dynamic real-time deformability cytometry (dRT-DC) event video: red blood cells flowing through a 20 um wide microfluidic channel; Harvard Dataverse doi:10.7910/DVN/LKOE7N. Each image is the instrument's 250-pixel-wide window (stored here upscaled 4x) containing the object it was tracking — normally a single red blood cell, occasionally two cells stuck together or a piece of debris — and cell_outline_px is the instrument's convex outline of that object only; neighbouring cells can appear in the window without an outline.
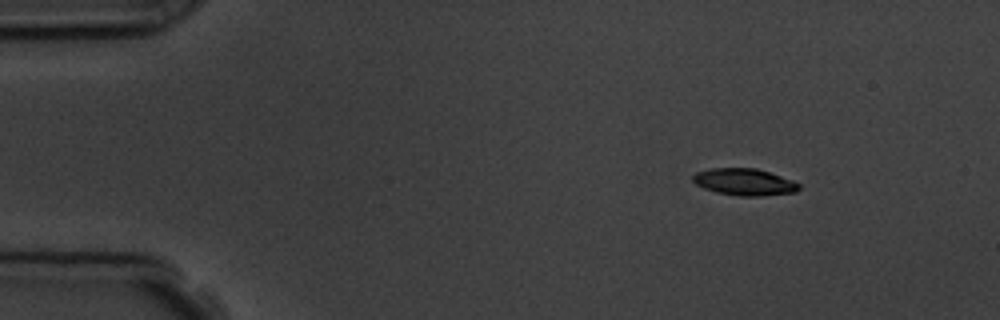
{"species": "common noctule bat (a hibernating species)", "species_latin": "Nyctalus noctula", "temperature_condition": "room temperature", "stored_images_in_passage": 5, "camera_frame_rate_fps": 3000, "um_per_image_px": 0.085, "animal": {"sex": "male", "body_mass_g": 19.5, "forearm_length_mm": 54.6}, "frame": {"image": 1, "passage_image": 2, "time_ms": 1.0, "image_size_px": [1000, 320], "cell_outline_px": [[800, 188], [796, 192], [760, 196], [736, 196], [716, 192], [704, 188], [696, 184], [692, 180], [692, 176], [696, 172], [708, 168], [756, 168], [792, 180], [800, 184]], "centroid_in_image_um": [63.25, 15.47], "position_along_channel_um": 21.8, "area_um2": 16.65}}
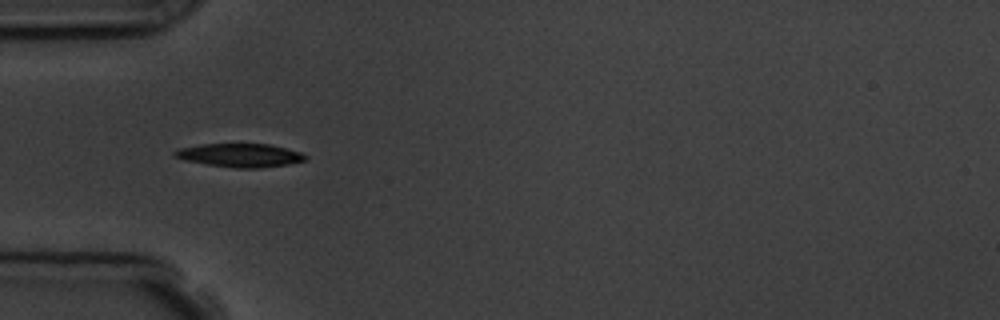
{"frame": {"image": 2, "passage_image": 5, "time_ms": 4.333, "image_size_px": [1000, 320], "cell_outline_px": [[308, 160], [288, 164], [260, 168], [232, 168], [184, 160], [172, 156], [172, 152], [180, 148], [200, 144], [268, 144], [300, 152], [308, 156]], "centroid_in_image_um": [20.39, 13.2], "position_along_channel_um": 64.6, "area_um2": 17.92}}